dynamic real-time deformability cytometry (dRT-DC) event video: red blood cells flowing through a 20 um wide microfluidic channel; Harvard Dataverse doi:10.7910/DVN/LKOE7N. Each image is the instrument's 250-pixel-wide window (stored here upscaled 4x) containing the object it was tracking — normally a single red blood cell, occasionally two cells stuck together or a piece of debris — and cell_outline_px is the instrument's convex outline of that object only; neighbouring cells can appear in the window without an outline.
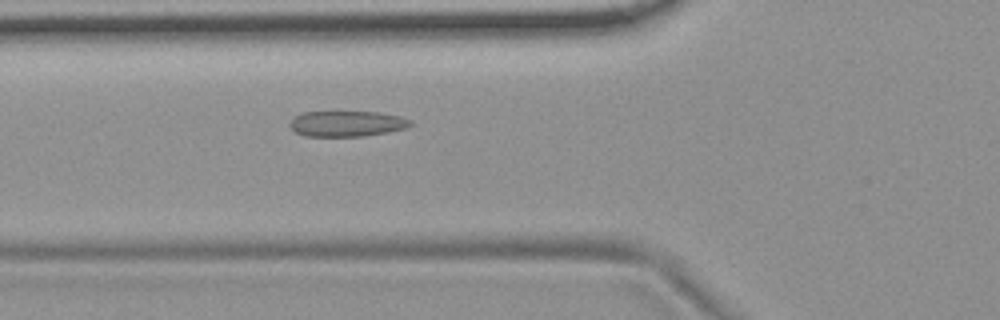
{"species": "common noctule bat (a hibernating species)", "species_latin": "Nyctalus noctula", "temperature_condition": "room temperature", "stored_images_in_passage": 5, "camera_frame_rate_fps": 3000, "um_per_image_px": 0.085, "animal": {"sex": "female", "body_mass_g": 19.9}, "frame": {"image": 1, "passage_image": 5, "time_ms": 1.333, "image_size_px": [1000, 320], "cell_outline_px": [[412, 124], [408, 128], [388, 132], [364, 136], [304, 136], [296, 132], [288, 124], [296, 116], [304, 112], [380, 112], [400, 116], [412, 120]], "centroid_in_image_um": [29.53, 10.51], "position_along_channel_um": 96.3, "area_um2": 18.03}}